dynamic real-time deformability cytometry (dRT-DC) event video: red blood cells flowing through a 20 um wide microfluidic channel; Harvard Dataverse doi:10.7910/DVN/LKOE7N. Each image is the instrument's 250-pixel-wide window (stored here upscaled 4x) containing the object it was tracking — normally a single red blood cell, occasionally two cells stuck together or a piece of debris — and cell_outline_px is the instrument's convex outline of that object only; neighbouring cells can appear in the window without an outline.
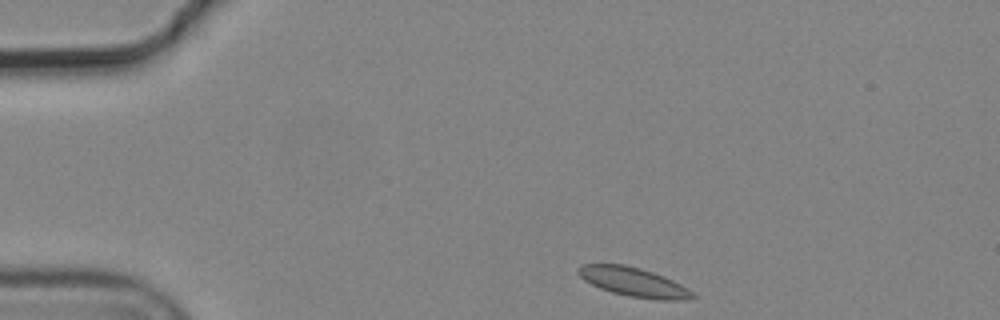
{"species": "common noctule bat (a hibernating species)", "species_latin": "Nyctalus noctula", "temperature_condition": "cold", "stored_images_in_passage": 4, "camera_frame_rate_fps": 3000, "um_per_image_px": 0.085, "animal": {"sex": "male", "body_mass_g": 19.2, "forearm_length_mm": 51.8}, "frame": {"image": 1, "passage_image": 1, "time_ms": 0.0, "image_size_px": [1000, 320], "cell_outline_px": [[696, 296], [684, 300], [656, 300], [628, 296], [612, 292], [600, 288], [584, 280], [580, 276], [580, 264], [624, 264], [640, 268], [664, 276], [688, 288]], "centroid_in_image_um": [53.89, 23.98], "position_along_channel_um": 31.1, "area_um2": 19.19}}
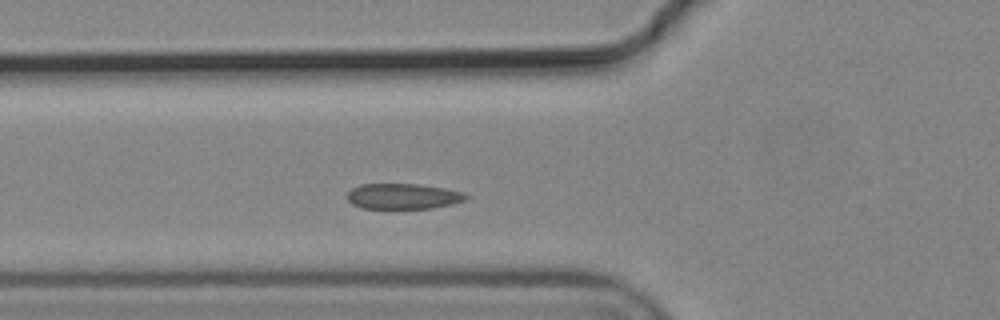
{"frame": {"image": 2, "passage_image": 4, "time_ms": 1.0, "image_size_px": [1000, 320], "cell_outline_px": [[468, 196], [464, 200], [452, 204], [432, 208], [360, 208], [352, 204], [348, 200], [348, 192], [352, 188], [360, 184], [420, 184], [444, 188], [464, 192]], "centroid_in_image_um": [34.25, 16.68], "position_along_channel_um": 91.5, "area_um2": 17.63}}